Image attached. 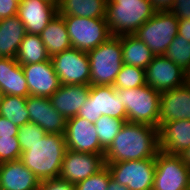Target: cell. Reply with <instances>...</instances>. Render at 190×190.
<instances>
[{"instance_id": "cell-5", "label": "cell", "mask_w": 190, "mask_h": 190, "mask_svg": "<svg viewBox=\"0 0 190 190\" xmlns=\"http://www.w3.org/2000/svg\"><path fill=\"white\" fill-rule=\"evenodd\" d=\"M160 92L149 85L131 89H116L127 112V122L143 123L158 128Z\"/></svg>"}, {"instance_id": "cell-29", "label": "cell", "mask_w": 190, "mask_h": 190, "mask_svg": "<svg viewBox=\"0 0 190 190\" xmlns=\"http://www.w3.org/2000/svg\"><path fill=\"white\" fill-rule=\"evenodd\" d=\"M125 122H127V119H117L102 115L94 123L100 145L105 151L112 144Z\"/></svg>"}, {"instance_id": "cell-12", "label": "cell", "mask_w": 190, "mask_h": 190, "mask_svg": "<svg viewBox=\"0 0 190 190\" xmlns=\"http://www.w3.org/2000/svg\"><path fill=\"white\" fill-rule=\"evenodd\" d=\"M146 85L162 93L187 82V73L165 55L155 56L145 69Z\"/></svg>"}, {"instance_id": "cell-16", "label": "cell", "mask_w": 190, "mask_h": 190, "mask_svg": "<svg viewBox=\"0 0 190 190\" xmlns=\"http://www.w3.org/2000/svg\"><path fill=\"white\" fill-rule=\"evenodd\" d=\"M21 67L31 96L49 98L61 86L51 59L41 63L21 65Z\"/></svg>"}, {"instance_id": "cell-24", "label": "cell", "mask_w": 190, "mask_h": 190, "mask_svg": "<svg viewBox=\"0 0 190 190\" xmlns=\"http://www.w3.org/2000/svg\"><path fill=\"white\" fill-rule=\"evenodd\" d=\"M40 36L50 58L72 47L66 23L59 14L48 23Z\"/></svg>"}, {"instance_id": "cell-42", "label": "cell", "mask_w": 190, "mask_h": 190, "mask_svg": "<svg viewBox=\"0 0 190 190\" xmlns=\"http://www.w3.org/2000/svg\"><path fill=\"white\" fill-rule=\"evenodd\" d=\"M180 156L182 157L183 162L190 168V146L184 150Z\"/></svg>"}, {"instance_id": "cell-34", "label": "cell", "mask_w": 190, "mask_h": 190, "mask_svg": "<svg viewBox=\"0 0 190 190\" xmlns=\"http://www.w3.org/2000/svg\"><path fill=\"white\" fill-rule=\"evenodd\" d=\"M21 155L18 137H0V163L19 160Z\"/></svg>"}, {"instance_id": "cell-25", "label": "cell", "mask_w": 190, "mask_h": 190, "mask_svg": "<svg viewBox=\"0 0 190 190\" xmlns=\"http://www.w3.org/2000/svg\"><path fill=\"white\" fill-rule=\"evenodd\" d=\"M107 0H59L60 16L105 18Z\"/></svg>"}, {"instance_id": "cell-19", "label": "cell", "mask_w": 190, "mask_h": 190, "mask_svg": "<svg viewBox=\"0 0 190 190\" xmlns=\"http://www.w3.org/2000/svg\"><path fill=\"white\" fill-rule=\"evenodd\" d=\"M39 184L20 159L0 163V190H38Z\"/></svg>"}, {"instance_id": "cell-41", "label": "cell", "mask_w": 190, "mask_h": 190, "mask_svg": "<svg viewBox=\"0 0 190 190\" xmlns=\"http://www.w3.org/2000/svg\"><path fill=\"white\" fill-rule=\"evenodd\" d=\"M107 190H129V188L126 185L120 184L111 177L108 183Z\"/></svg>"}, {"instance_id": "cell-2", "label": "cell", "mask_w": 190, "mask_h": 190, "mask_svg": "<svg viewBox=\"0 0 190 190\" xmlns=\"http://www.w3.org/2000/svg\"><path fill=\"white\" fill-rule=\"evenodd\" d=\"M67 148L64 134H48L23 151L20 160L39 181L58 178Z\"/></svg>"}, {"instance_id": "cell-23", "label": "cell", "mask_w": 190, "mask_h": 190, "mask_svg": "<svg viewBox=\"0 0 190 190\" xmlns=\"http://www.w3.org/2000/svg\"><path fill=\"white\" fill-rule=\"evenodd\" d=\"M27 34L20 18L15 15L0 20V58H16L20 44Z\"/></svg>"}, {"instance_id": "cell-45", "label": "cell", "mask_w": 190, "mask_h": 190, "mask_svg": "<svg viewBox=\"0 0 190 190\" xmlns=\"http://www.w3.org/2000/svg\"><path fill=\"white\" fill-rule=\"evenodd\" d=\"M2 97H3V93L0 90V104H1V101H2Z\"/></svg>"}, {"instance_id": "cell-31", "label": "cell", "mask_w": 190, "mask_h": 190, "mask_svg": "<svg viewBox=\"0 0 190 190\" xmlns=\"http://www.w3.org/2000/svg\"><path fill=\"white\" fill-rule=\"evenodd\" d=\"M164 55L187 74L190 72V42L183 36L177 34Z\"/></svg>"}, {"instance_id": "cell-9", "label": "cell", "mask_w": 190, "mask_h": 190, "mask_svg": "<svg viewBox=\"0 0 190 190\" xmlns=\"http://www.w3.org/2000/svg\"><path fill=\"white\" fill-rule=\"evenodd\" d=\"M190 168L180 155L159 151L155 158L153 190H188Z\"/></svg>"}, {"instance_id": "cell-32", "label": "cell", "mask_w": 190, "mask_h": 190, "mask_svg": "<svg viewBox=\"0 0 190 190\" xmlns=\"http://www.w3.org/2000/svg\"><path fill=\"white\" fill-rule=\"evenodd\" d=\"M47 133L42 130L37 124L28 122L21 127L18 131V142L21 147V151L29 150L31 145L35 144L37 141L43 139Z\"/></svg>"}, {"instance_id": "cell-38", "label": "cell", "mask_w": 190, "mask_h": 190, "mask_svg": "<svg viewBox=\"0 0 190 190\" xmlns=\"http://www.w3.org/2000/svg\"><path fill=\"white\" fill-rule=\"evenodd\" d=\"M19 127L0 116V137H17Z\"/></svg>"}, {"instance_id": "cell-40", "label": "cell", "mask_w": 190, "mask_h": 190, "mask_svg": "<svg viewBox=\"0 0 190 190\" xmlns=\"http://www.w3.org/2000/svg\"><path fill=\"white\" fill-rule=\"evenodd\" d=\"M153 8L156 11H169L174 3V0H150Z\"/></svg>"}, {"instance_id": "cell-26", "label": "cell", "mask_w": 190, "mask_h": 190, "mask_svg": "<svg viewBox=\"0 0 190 190\" xmlns=\"http://www.w3.org/2000/svg\"><path fill=\"white\" fill-rule=\"evenodd\" d=\"M123 64L146 69L155 57L153 52L134 34L121 36Z\"/></svg>"}, {"instance_id": "cell-11", "label": "cell", "mask_w": 190, "mask_h": 190, "mask_svg": "<svg viewBox=\"0 0 190 190\" xmlns=\"http://www.w3.org/2000/svg\"><path fill=\"white\" fill-rule=\"evenodd\" d=\"M50 59L61 84L90 85V64L87 52L71 47Z\"/></svg>"}, {"instance_id": "cell-36", "label": "cell", "mask_w": 190, "mask_h": 190, "mask_svg": "<svg viewBox=\"0 0 190 190\" xmlns=\"http://www.w3.org/2000/svg\"><path fill=\"white\" fill-rule=\"evenodd\" d=\"M178 20L190 19V0H174L169 10Z\"/></svg>"}, {"instance_id": "cell-46", "label": "cell", "mask_w": 190, "mask_h": 190, "mask_svg": "<svg viewBox=\"0 0 190 190\" xmlns=\"http://www.w3.org/2000/svg\"><path fill=\"white\" fill-rule=\"evenodd\" d=\"M19 4L23 1V0H16Z\"/></svg>"}, {"instance_id": "cell-35", "label": "cell", "mask_w": 190, "mask_h": 190, "mask_svg": "<svg viewBox=\"0 0 190 190\" xmlns=\"http://www.w3.org/2000/svg\"><path fill=\"white\" fill-rule=\"evenodd\" d=\"M38 190H76L75 184L61 178L40 181Z\"/></svg>"}, {"instance_id": "cell-30", "label": "cell", "mask_w": 190, "mask_h": 190, "mask_svg": "<svg viewBox=\"0 0 190 190\" xmlns=\"http://www.w3.org/2000/svg\"><path fill=\"white\" fill-rule=\"evenodd\" d=\"M146 85L145 69L123 64L113 84L115 89H131Z\"/></svg>"}, {"instance_id": "cell-21", "label": "cell", "mask_w": 190, "mask_h": 190, "mask_svg": "<svg viewBox=\"0 0 190 190\" xmlns=\"http://www.w3.org/2000/svg\"><path fill=\"white\" fill-rule=\"evenodd\" d=\"M90 85L61 84L49 97L51 105L66 119L77 116L80 108L87 101Z\"/></svg>"}, {"instance_id": "cell-22", "label": "cell", "mask_w": 190, "mask_h": 190, "mask_svg": "<svg viewBox=\"0 0 190 190\" xmlns=\"http://www.w3.org/2000/svg\"><path fill=\"white\" fill-rule=\"evenodd\" d=\"M0 90L3 95H30L23 69L15 58H0Z\"/></svg>"}, {"instance_id": "cell-8", "label": "cell", "mask_w": 190, "mask_h": 190, "mask_svg": "<svg viewBox=\"0 0 190 190\" xmlns=\"http://www.w3.org/2000/svg\"><path fill=\"white\" fill-rule=\"evenodd\" d=\"M102 115L127 119L125 106L116 95V89L113 86L91 85L88 99L77 116L95 123Z\"/></svg>"}, {"instance_id": "cell-44", "label": "cell", "mask_w": 190, "mask_h": 190, "mask_svg": "<svg viewBox=\"0 0 190 190\" xmlns=\"http://www.w3.org/2000/svg\"><path fill=\"white\" fill-rule=\"evenodd\" d=\"M187 83L190 85V72L187 74Z\"/></svg>"}, {"instance_id": "cell-43", "label": "cell", "mask_w": 190, "mask_h": 190, "mask_svg": "<svg viewBox=\"0 0 190 190\" xmlns=\"http://www.w3.org/2000/svg\"><path fill=\"white\" fill-rule=\"evenodd\" d=\"M45 2H49L51 4H59V0H43Z\"/></svg>"}, {"instance_id": "cell-3", "label": "cell", "mask_w": 190, "mask_h": 190, "mask_svg": "<svg viewBox=\"0 0 190 190\" xmlns=\"http://www.w3.org/2000/svg\"><path fill=\"white\" fill-rule=\"evenodd\" d=\"M155 12L150 0H107L105 19L112 36L132 35Z\"/></svg>"}, {"instance_id": "cell-18", "label": "cell", "mask_w": 190, "mask_h": 190, "mask_svg": "<svg viewBox=\"0 0 190 190\" xmlns=\"http://www.w3.org/2000/svg\"><path fill=\"white\" fill-rule=\"evenodd\" d=\"M58 15V4L43 0H23L18 6L17 16L28 34L40 35L48 23Z\"/></svg>"}, {"instance_id": "cell-27", "label": "cell", "mask_w": 190, "mask_h": 190, "mask_svg": "<svg viewBox=\"0 0 190 190\" xmlns=\"http://www.w3.org/2000/svg\"><path fill=\"white\" fill-rule=\"evenodd\" d=\"M15 59L20 65H27L50 60V56L41 36L27 33L20 44Z\"/></svg>"}, {"instance_id": "cell-39", "label": "cell", "mask_w": 190, "mask_h": 190, "mask_svg": "<svg viewBox=\"0 0 190 190\" xmlns=\"http://www.w3.org/2000/svg\"><path fill=\"white\" fill-rule=\"evenodd\" d=\"M178 35L190 42V19L179 20Z\"/></svg>"}, {"instance_id": "cell-20", "label": "cell", "mask_w": 190, "mask_h": 190, "mask_svg": "<svg viewBox=\"0 0 190 190\" xmlns=\"http://www.w3.org/2000/svg\"><path fill=\"white\" fill-rule=\"evenodd\" d=\"M158 136L160 151L180 155L190 146V120L163 123L158 128Z\"/></svg>"}, {"instance_id": "cell-10", "label": "cell", "mask_w": 190, "mask_h": 190, "mask_svg": "<svg viewBox=\"0 0 190 190\" xmlns=\"http://www.w3.org/2000/svg\"><path fill=\"white\" fill-rule=\"evenodd\" d=\"M105 164L111 177L129 190H153L155 158Z\"/></svg>"}, {"instance_id": "cell-28", "label": "cell", "mask_w": 190, "mask_h": 190, "mask_svg": "<svg viewBox=\"0 0 190 190\" xmlns=\"http://www.w3.org/2000/svg\"><path fill=\"white\" fill-rule=\"evenodd\" d=\"M26 99L27 97L22 96L3 95L0 104V116L5 117L18 127L30 122Z\"/></svg>"}, {"instance_id": "cell-33", "label": "cell", "mask_w": 190, "mask_h": 190, "mask_svg": "<svg viewBox=\"0 0 190 190\" xmlns=\"http://www.w3.org/2000/svg\"><path fill=\"white\" fill-rule=\"evenodd\" d=\"M111 173L107 166L95 175L89 176L75 184L76 190H107Z\"/></svg>"}, {"instance_id": "cell-6", "label": "cell", "mask_w": 190, "mask_h": 190, "mask_svg": "<svg viewBox=\"0 0 190 190\" xmlns=\"http://www.w3.org/2000/svg\"><path fill=\"white\" fill-rule=\"evenodd\" d=\"M179 20L170 11H156L134 34L153 52L164 55L178 34Z\"/></svg>"}, {"instance_id": "cell-15", "label": "cell", "mask_w": 190, "mask_h": 190, "mask_svg": "<svg viewBox=\"0 0 190 190\" xmlns=\"http://www.w3.org/2000/svg\"><path fill=\"white\" fill-rule=\"evenodd\" d=\"M29 121L48 134H64L67 119L50 103L49 98L29 95L26 99Z\"/></svg>"}, {"instance_id": "cell-1", "label": "cell", "mask_w": 190, "mask_h": 190, "mask_svg": "<svg viewBox=\"0 0 190 190\" xmlns=\"http://www.w3.org/2000/svg\"><path fill=\"white\" fill-rule=\"evenodd\" d=\"M159 148L158 128L125 122L112 144L105 151V163L156 158Z\"/></svg>"}, {"instance_id": "cell-14", "label": "cell", "mask_w": 190, "mask_h": 190, "mask_svg": "<svg viewBox=\"0 0 190 190\" xmlns=\"http://www.w3.org/2000/svg\"><path fill=\"white\" fill-rule=\"evenodd\" d=\"M66 148L82 153L105 154L94 123L80 116L67 119L64 132Z\"/></svg>"}, {"instance_id": "cell-7", "label": "cell", "mask_w": 190, "mask_h": 190, "mask_svg": "<svg viewBox=\"0 0 190 190\" xmlns=\"http://www.w3.org/2000/svg\"><path fill=\"white\" fill-rule=\"evenodd\" d=\"M73 48L88 52L107 41L112 34L105 18L62 16Z\"/></svg>"}, {"instance_id": "cell-13", "label": "cell", "mask_w": 190, "mask_h": 190, "mask_svg": "<svg viewBox=\"0 0 190 190\" xmlns=\"http://www.w3.org/2000/svg\"><path fill=\"white\" fill-rule=\"evenodd\" d=\"M105 166L104 154L82 153L67 149L59 178L76 184L95 175Z\"/></svg>"}, {"instance_id": "cell-17", "label": "cell", "mask_w": 190, "mask_h": 190, "mask_svg": "<svg viewBox=\"0 0 190 190\" xmlns=\"http://www.w3.org/2000/svg\"><path fill=\"white\" fill-rule=\"evenodd\" d=\"M184 119L190 120V85L187 82L160 94L158 128L163 123Z\"/></svg>"}, {"instance_id": "cell-4", "label": "cell", "mask_w": 190, "mask_h": 190, "mask_svg": "<svg viewBox=\"0 0 190 190\" xmlns=\"http://www.w3.org/2000/svg\"><path fill=\"white\" fill-rule=\"evenodd\" d=\"M90 64V86H113L123 66L121 36L107 41L87 52Z\"/></svg>"}, {"instance_id": "cell-37", "label": "cell", "mask_w": 190, "mask_h": 190, "mask_svg": "<svg viewBox=\"0 0 190 190\" xmlns=\"http://www.w3.org/2000/svg\"><path fill=\"white\" fill-rule=\"evenodd\" d=\"M18 6L16 0H0V19L17 15Z\"/></svg>"}]
</instances>
